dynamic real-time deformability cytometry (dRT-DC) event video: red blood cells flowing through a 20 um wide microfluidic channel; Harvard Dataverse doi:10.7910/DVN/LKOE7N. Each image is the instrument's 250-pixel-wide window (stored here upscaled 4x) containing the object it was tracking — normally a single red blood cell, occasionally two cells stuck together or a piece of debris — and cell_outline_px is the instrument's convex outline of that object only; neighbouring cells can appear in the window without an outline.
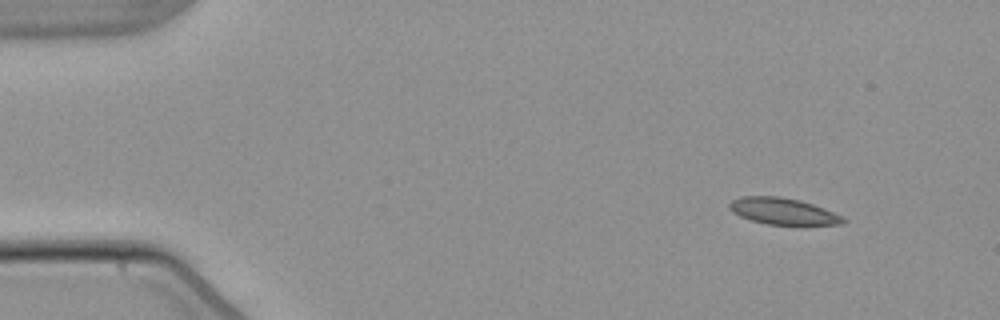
{"species": "common noctule bat (a hibernating species)", "species_latin": "Nyctalus noctula", "temperature_condition": "warm", "stored_images_in_passage": 7, "camera_frame_rate_fps": 3000, "um_per_image_px": 0.085, "animal": {"sex": "male", "body_mass_g": 21.5, "forearm_length_mm": 52.0}, "frame": {"image": 1, "passage_image": 1, "time_ms": 0.0, "image_size_px": [1000, 320], "cell_outline_px": [[848, 220], [844, 224], [768, 224], [752, 220], [740, 216], [732, 212], [728, 208], [728, 204], [732, 200], [740, 196], [780, 196], [800, 200], [824, 208], [844, 216]], "centroid_in_image_um": [66.56, 17.94], "position_along_channel_um": 18.4, "area_um2": 17.57}}
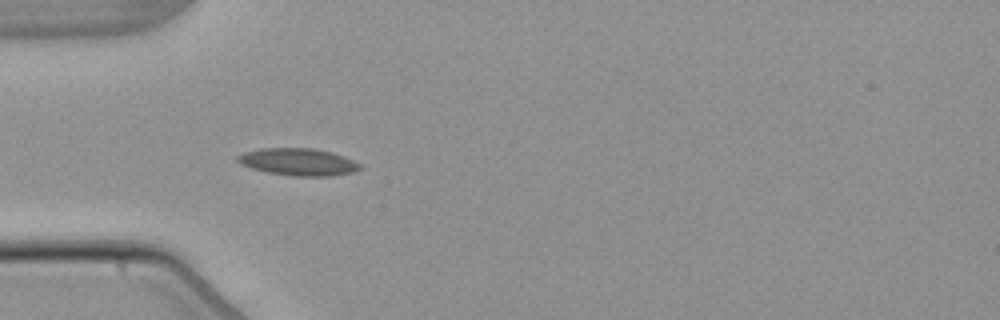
{"frame": {"image": 2, "passage_image": 4, "time_ms": 3.667, "image_size_px": [1000, 320], "cell_outline_px": [[364, 168], [352, 172], [332, 176], [292, 176], [268, 172], [252, 168], [240, 164], [236, 160], [236, 156], [244, 152], [260, 148], [312, 148], [344, 156], [360, 164]], "centroid_in_image_um": [25.33, 13.76], "position_along_channel_um": 59.7, "area_um2": 19.36}}
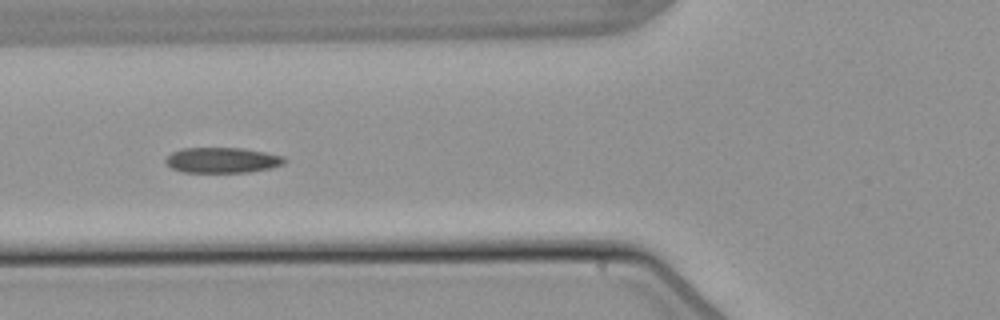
{"frame": {"image": 3, "passage_image": 5, "time_ms": 5.0, "image_size_px": [1000, 320], "cell_outline_px": [[288, 160], [284, 164], [272, 168], [248, 172], [184, 172], [172, 168], [164, 160], [172, 152], [180, 148], [244, 148], [284, 156]], "centroid_in_image_um": [18.93, 13.61], "position_along_channel_um": 106.9, "area_um2": 17.69}}